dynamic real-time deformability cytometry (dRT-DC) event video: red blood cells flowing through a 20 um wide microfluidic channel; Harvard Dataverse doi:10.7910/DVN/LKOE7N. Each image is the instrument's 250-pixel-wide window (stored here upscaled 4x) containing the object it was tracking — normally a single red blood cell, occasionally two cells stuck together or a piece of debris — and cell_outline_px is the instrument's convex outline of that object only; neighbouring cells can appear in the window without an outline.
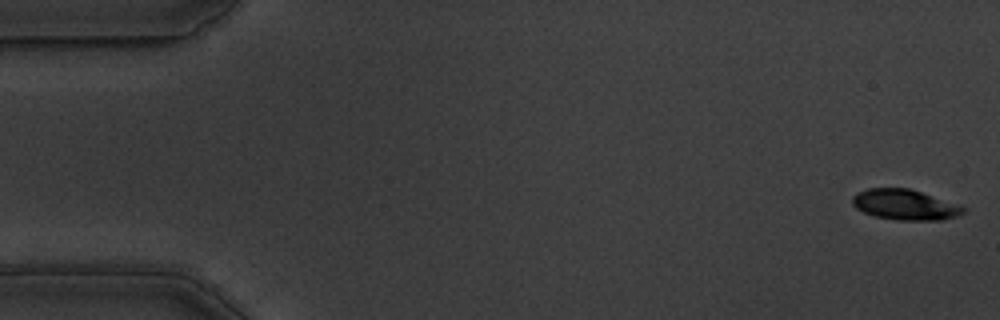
{"species": "common noctule bat (a hibernating species)", "species_latin": "Nyctalus noctula", "temperature_condition": "warm", "stored_images_in_passage": 56, "camera_frame_rate_fps": 3000, "um_per_image_px": 0.085, "animal": {"sex": "male", "body_mass_g": 19.5, "forearm_length_mm": 54.6}, "frame": {"image": 1, "passage_image": 1, "time_ms": 0.0, "image_size_px": [1000, 320], "cell_outline_px": [[968, 208], [964, 212], [956, 216], [940, 220], [896, 220], [872, 216], [856, 208], [852, 204], [852, 196], [856, 192], [868, 188], [908, 188], [960, 204]], "centroid_in_image_um": [76.91, 17.4], "position_along_channel_um": 8.1, "area_um2": 19.88}}
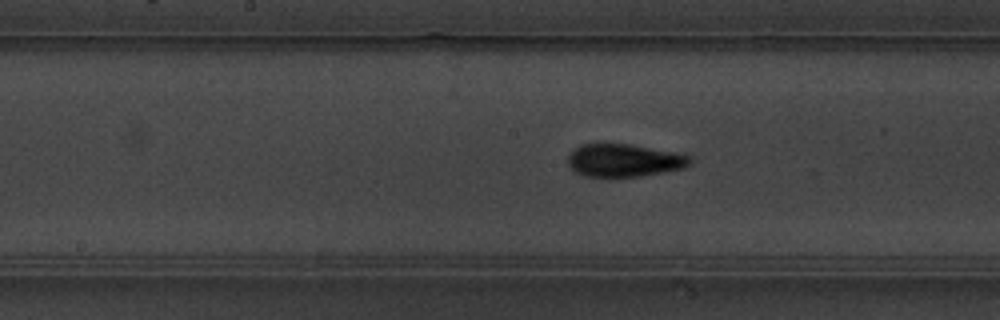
{"frame": {"image": 2, "passage_image": 28, "time_ms": 9.0, "image_size_px": [1000, 320], "cell_outline_px": [[692, 160], [684, 168], [664, 172], [640, 176], [584, 176], [576, 172], [568, 164], [568, 156], [580, 144], [600, 140], [628, 144], [676, 152], [692, 156]], "centroid_in_image_um": [53.02, 13.58], "position_along_channel_um": 195.2, "area_um2": 23.81}}
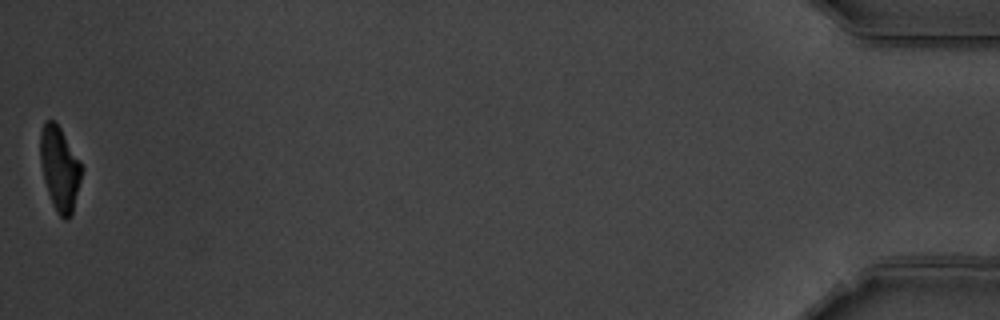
{"frame": {"image": 3, "passage_image": 56, "time_ms": 18.333, "image_size_px": [1000, 320], "cell_outline_px": [[84, 168], [72, 212], [64, 220], [60, 216], [52, 204], [44, 180], [40, 160], [40, 132], [44, 120], [52, 120], [60, 128], [80, 160]], "centroid_in_image_um": [5.07, 14.3], "position_along_channel_um": 430.1, "area_um2": 20.11}, "authors_computed_cell_mechanics": {"area_um2": 21.964, "velocity_mm_per_s": 3.5712, "shape_relaxation_time_tau1_ms": 4.0359, "shape_relaxation_time_tau2_ms": 1.7804, "deformation_change_tau1": 0.1736, "deformation_change_tau2": 0.0809}}